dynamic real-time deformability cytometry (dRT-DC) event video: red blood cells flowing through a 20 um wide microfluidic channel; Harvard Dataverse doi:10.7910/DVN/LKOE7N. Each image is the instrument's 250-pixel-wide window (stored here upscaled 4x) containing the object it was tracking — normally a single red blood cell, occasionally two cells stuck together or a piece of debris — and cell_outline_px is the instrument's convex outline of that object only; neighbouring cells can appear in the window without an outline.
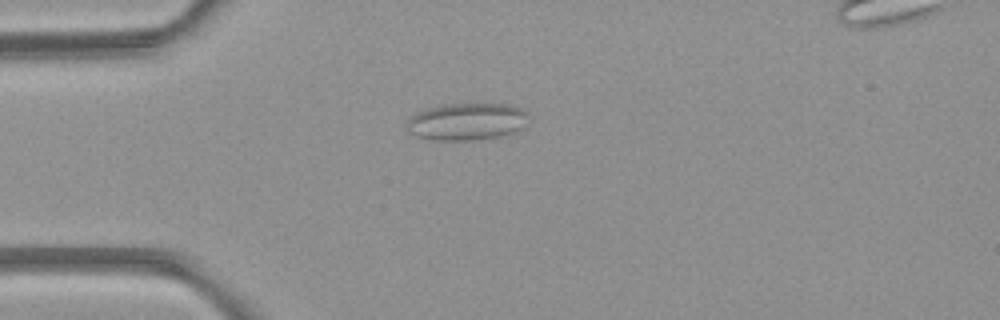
{"species": "common noctule bat (a hibernating species)", "species_latin": "Nyctalus noctula", "temperature_condition": "room temperature", "stored_images_in_passage": 2, "camera_frame_rate_fps": 3000, "um_per_image_px": 0.085, "animal": {"sex": "female", "body_mass_g": 21.9}, "frame": {"image": 1, "passage_image": 2, "time_ms": 2.0, "image_size_px": [1000, 320], "cell_outline_px": [[528, 116], [524, 128], [516, 132], [500, 136], [472, 140], [432, 140], [416, 136], [408, 132], [408, 120], [416, 112], [428, 108], [444, 104], [512, 104], [524, 108], [528, 112]], "centroid_in_image_um": [39.73, 10.33], "position_along_channel_um": 45.3, "area_um2": 26.65}}